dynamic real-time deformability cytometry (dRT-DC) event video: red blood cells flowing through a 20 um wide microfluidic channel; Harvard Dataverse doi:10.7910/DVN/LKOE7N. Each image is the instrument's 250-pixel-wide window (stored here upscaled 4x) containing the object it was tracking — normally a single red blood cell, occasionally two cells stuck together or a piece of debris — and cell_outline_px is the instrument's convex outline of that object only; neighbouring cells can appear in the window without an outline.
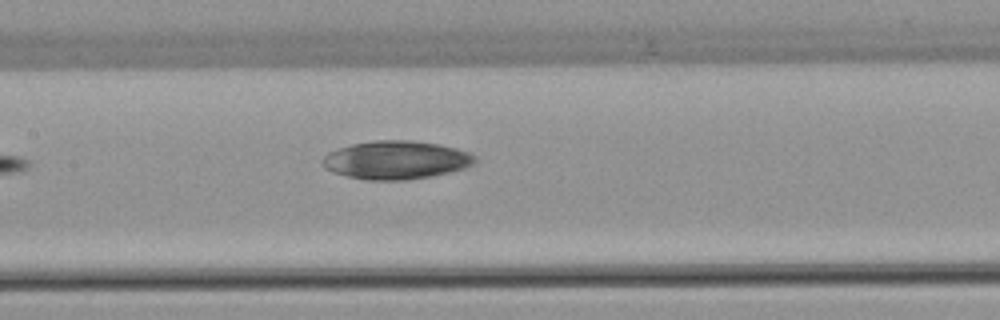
{"species": "common noctule bat (a hibernating species)", "species_latin": "Nyctalus noctula", "temperature_condition": "warm", "stored_images_in_passage": 7, "camera_frame_rate_fps": 3000, "um_per_image_px": 0.085, "animal": {"sex": "female", "body_mass_g": 22.7, "forearm_length_mm": 54.2}, "frame": {"image": 1, "passage_image": 7, "time_ms": 7.333, "image_size_px": [1000, 320], "cell_outline_px": [[476, 160], [472, 164], [464, 168], [448, 172], [428, 176], [404, 180], [368, 180], [348, 176], [332, 172], [324, 168], [324, 156], [328, 152], [352, 144], [376, 140], [412, 140], [440, 144], [456, 148], [468, 152], [476, 156]], "centroid_in_image_um": [33.67, 13.59], "position_along_channel_um": 173.7, "area_um2": 33.76}}